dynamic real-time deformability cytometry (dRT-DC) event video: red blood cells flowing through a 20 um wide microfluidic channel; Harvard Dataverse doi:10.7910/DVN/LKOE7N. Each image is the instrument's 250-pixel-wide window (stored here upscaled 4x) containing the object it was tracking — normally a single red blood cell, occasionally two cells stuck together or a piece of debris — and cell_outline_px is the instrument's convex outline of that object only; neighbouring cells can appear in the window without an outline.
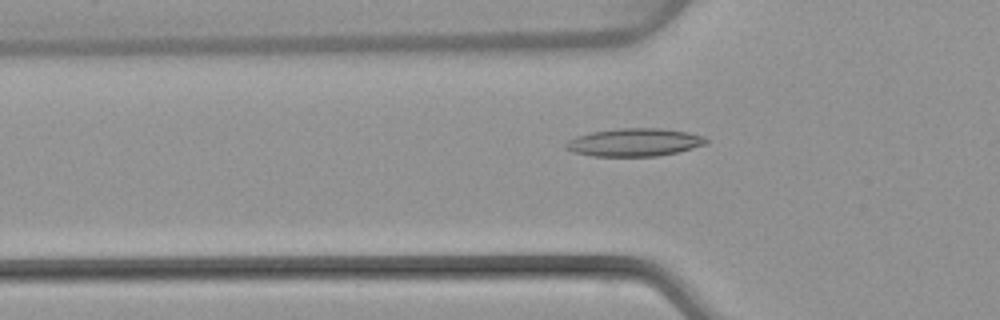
{"species": "common noctule bat (a hibernating species)", "species_latin": "Nyctalus noctula", "temperature_condition": "warm", "stored_images_in_passage": 51, "camera_frame_rate_fps": 3000, "um_per_image_px": 0.085, "animal": {"sex": "female", "body_mass_g": 22.7, "forearm_length_mm": 54.2}, "frame": {"image": 1, "passage_image": 17, "time_ms": 5.333, "image_size_px": [1000, 320], "cell_outline_px": [[708, 140], [704, 144], [692, 148], [676, 152], [656, 156], [592, 156], [572, 152], [564, 148], [564, 144], [568, 140], [576, 136], [592, 132], [620, 128], [660, 128], [688, 132], [704, 136]], "centroid_in_image_um": [53.88, 12.1], "position_along_channel_um": 71.9, "area_um2": 22.77}}
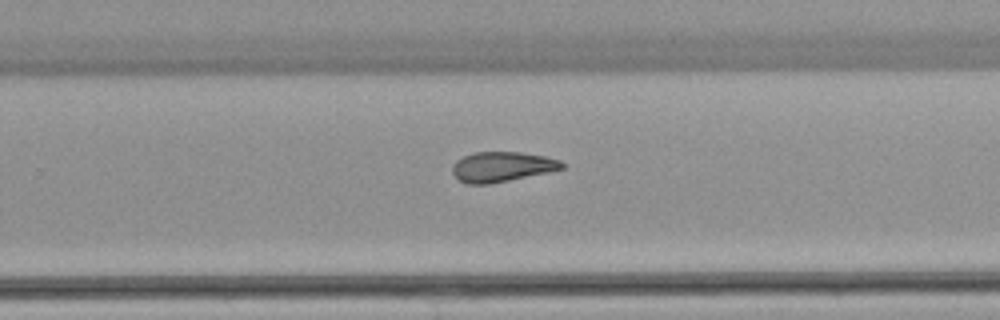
{"frame": {"image": 2, "passage_image": 33, "time_ms": 10.667, "image_size_px": [1000, 320], "cell_outline_px": [[564, 168], [548, 172], [488, 184], [464, 184], [452, 172], [452, 164], [456, 160], [472, 152], [520, 152], [544, 156], [560, 160], [564, 164]], "centroid_in_image_um": [42.63, 14.17], "position_along_channel_um": 287.2, "area_um2": 19.07}}
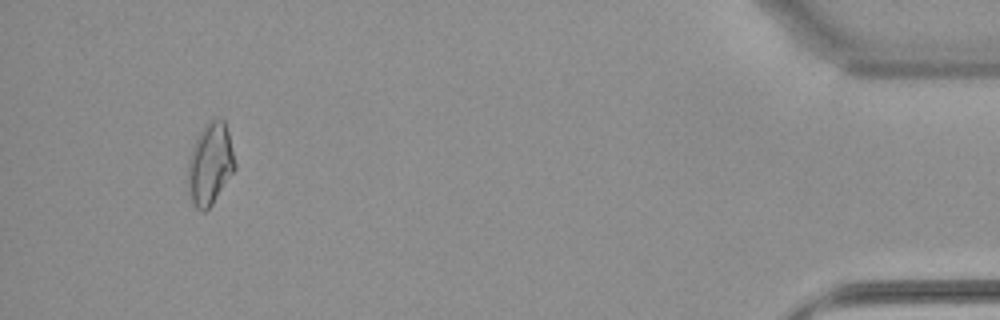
{"frame": {"image": 3, "passage_image": 48, "time_ms": 15.667, "image_size_px": [1000, 320], "cell_outline_px": [[236, 168], [212, 204], [204, 212], [200, 212], [196, 208], [192, 200], [188, 184], [188, 160], [192, 148], [204, 124], [208, 120], [224, 120], [228, 132], [236, 164]], "centroid_in_image_um": [17.86, 13.94], "position_along_channel_um": 417.3, "area_um2": 22.08}, "authors_computed_cell_mechanics": {"area_um2": 20.2878, "velocity_mm_per_s": 4.0346, "shape_relaxation_time_tau1_ms": null, "shape_relaxation_time_tau2_ms": 5.8822, "deformation_change_tau1": null, "deformation_change_tau2": 0.1568}}